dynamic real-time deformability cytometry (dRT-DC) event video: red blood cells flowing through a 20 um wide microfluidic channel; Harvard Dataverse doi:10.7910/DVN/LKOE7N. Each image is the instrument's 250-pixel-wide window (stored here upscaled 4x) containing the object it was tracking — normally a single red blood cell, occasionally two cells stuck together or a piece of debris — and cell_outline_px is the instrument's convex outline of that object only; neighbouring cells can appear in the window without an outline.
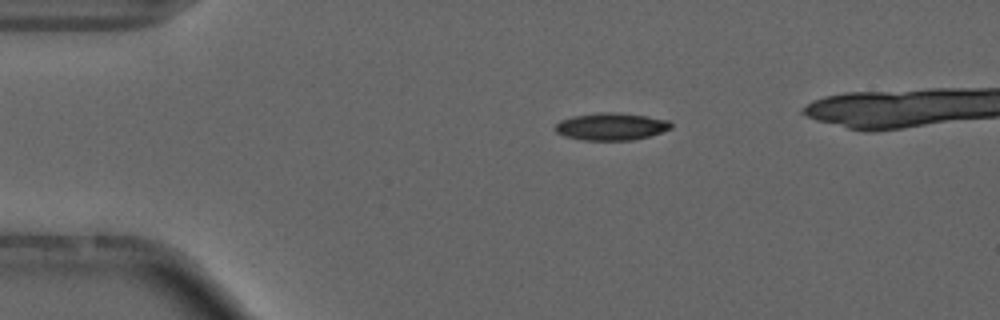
{"species": "common noctule bat (a hibernating species)", "species_latin": "Nyctalus noctula", "temperature_condition": "cold", "stored_images_in_passage": 39, "camera_frame_rate_fps": 3000, "um_per_image_px": 0.085, "animal": {"sex": "male", "forearm_length_mm": 52.5}, "frame": {"image": 1, "passage_image": 1, "time_ms": 0.0, "image_size_px": [1000, 320], "cell_outline_px": [[672, 128], [648, 136], [632, 140], [584, 140], [564, 136], [556, 132], [552, 128], [560, 120], [572, 116], [600, 112], [616, 112], [648, 116], [668, 120], [672, 124]], "centroid_in_image_um": [51.91, 10.75], "position_along_channel_um": 33.1, "area_um2": 18.5}}